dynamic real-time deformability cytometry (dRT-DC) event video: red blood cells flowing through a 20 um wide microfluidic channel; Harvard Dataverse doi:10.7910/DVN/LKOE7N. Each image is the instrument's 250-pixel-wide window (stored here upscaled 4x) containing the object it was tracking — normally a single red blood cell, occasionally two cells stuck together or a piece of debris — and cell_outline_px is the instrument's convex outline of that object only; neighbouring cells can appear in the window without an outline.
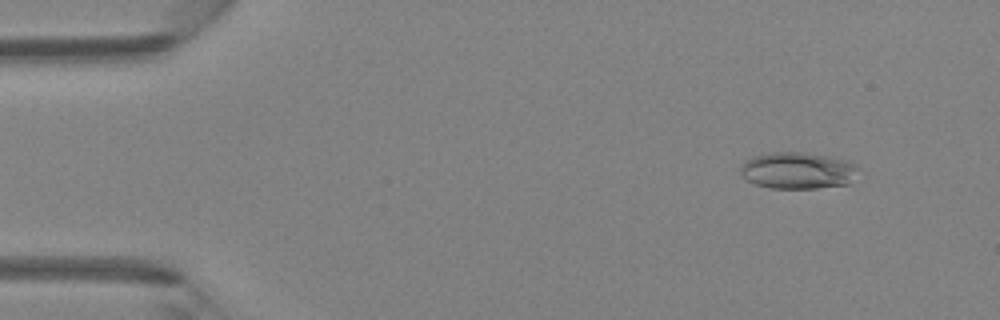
{"species": "Egyptian fruit bat (a non-hibernating species)", "species_latin": "Rousettus aegyptiacus", "temperature_condition": "room temperature", "stored_images_in_passage": 46, "camera_frame_rate_fps": 3000, "um_per_image_px": 0.085, "animal": {"sex": "female"}, "frame": {"image": 1, "passage_image": 5, "time_ms": 1.333, "image_size_px": [1000, 320], "cell_outline_px": [[860, 168], [848, 184], [816, 188], [768, 188], [756, 184], [740, 176], [740, 168], [752, 156], [772, 152], [804, 152], [844, 160], [856, 164]], "centroid_in_image_um": [67.79, 14.5], "position_along_channel_um": 17.2, "area_um2": 25.03}}
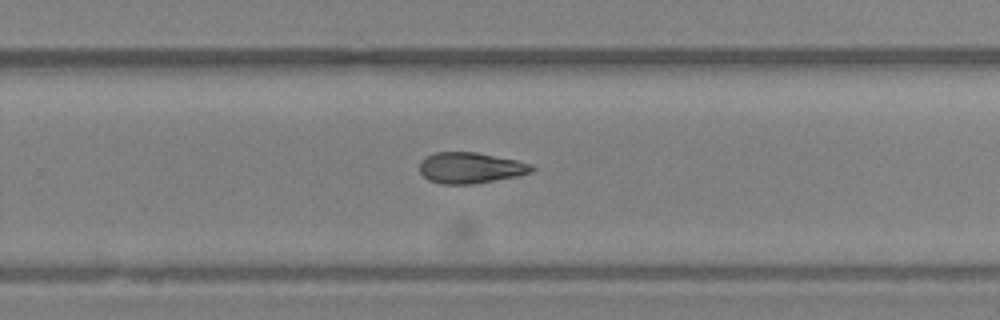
{"frame": {"image": 2, "passage_image": 30, "time_ms": 9.667, "image_size_px": [1000, 320], "cell_outline_px": [[536, 168], [532, 172], [516, 176], [472, 184], [440, 184], [428, 180], [420, 172], [420, 160], [436, 152], [476, 152], [516, 160], [532, 164]], "centroid_in_image_um": [39.98, 14.27], "position_along_channel_um": 289.8, "area_um2": 20.17}}
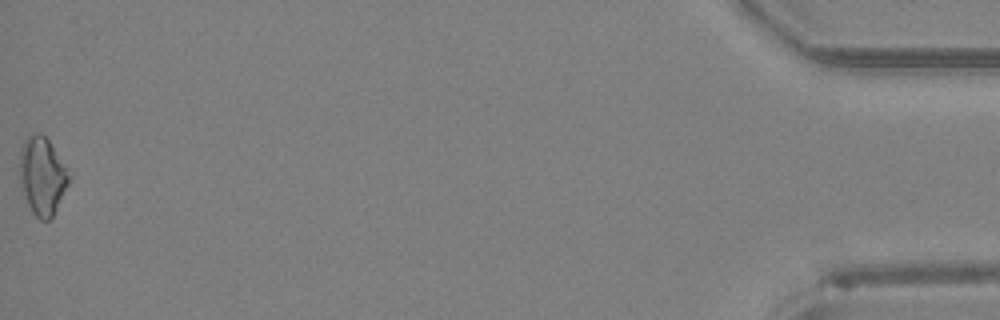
{"frame": {"image": 3, "passage_image": 46, "time_ms": 15.0, "image_size_px": [1000, 320], "cell_outline_px": [[68, 184], [52, 216], [48, 220], [40, 220], [32, 212], [28, 204], [24, 192], [20, 176], [20, 148], [24, 140], [28, 136], [36, 132], [40, 132], [48, 140], [68, 168]], "centroid_in_image_um": [3.59, 14.92], "position_along_channel_um": 431.6, "area_um2": 21.85}}